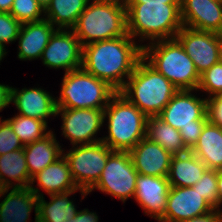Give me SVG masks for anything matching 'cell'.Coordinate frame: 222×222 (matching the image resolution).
I'll list each match as a JSON object with an SVG mask.
<instances>
[{"instance_id":"6da1fadb","label":"cell","mask_w":222,"mask_h":222,"mask_svg":"<svg viewBox=\"0 0 222 222\" xmlns=\"http://www.w3.org/2000/svg\"><path fill=\"white\" fill-rule=\"evenodd\" d=\"M141 58L142 45L127 34L84 45L82 68L120 91Z\"/></svg>"},{"instance_id":"7a4b0ae2","label":"cell","mask_w":222,"mask_h":222,"mask_svg":"<svg viewBox=\"0 0 222 222\" xmlns=\"http://www.w3.org/2000/svg\"><path fill=\"white\" fill-rule=\"evenodd\" d=\"M127 33L140 41L173 39L182 29L180 4L125 3ZM143 39V40H142Z\"/></svg>"},{"instance_id":"3957f363","label":"cell","mask_w":222,"mask_h":222,"mask_svg":"<svg viewBox=\"0 0 222 222\" xmlns=\"http://www.w3.org/2000/svg\"><path fill=\"white\" fill-rule=\"evenodd\" d=\"M82 46L97 41L126 36L127 19L124 0H92L72 28Z\"/></svg>"},{"instance_id":"277c9868","label":"cell","mask_w":222,"mask_h":222,"mask_svg":"<svg viewBox=\"0 0 222 222\" xmlns=\"http://www.w3.org/2000/svg\"><path fill=\"white\" fill-rule=\"evenodd\" d=\"M178 89L141 58L119 91L147 117L158 116Z\"/></svg>"},{"instance_id":"5b68a950","label":"cell","mask_w":222,"mask_h":222,"mask_svg":"<svg viewBox=\"0 0 222 222\" xmlns=\"http://www.w3.org/2000/svg\"><path fill=\"white\" fill-rule=\"evenodd\" d=\"M142 58L178 90L197 91L200 75L176 38L142 44Z\"/></svg>"},{"instance_id":"8992f818","label":"cell","mask_w":222,"mask_h":222,"mask_svg":"<svg viewBox=\"0 0 222 222\" xmlns=\"http://www.w3.org/2000/svg\"><path fill=\"white\" fill-rule=\"evenodd\" d=\"M108 118V136L102 142L113 151L129 152L146 136L147 116L117 91L104 109Z\"/></svg>"},{"instance_id":"52a82bcc","label":"cell","mask_w":222,"mask_h":222,"mask_svg":"<svg viewBox=\"0 0 222 222\" xmlns=\"http://www.w3.org/2000/svg\"><path fill=\"white\" fill-rule=\"evenodd\" d=\"M116 92L107 82L79 68L64 74L56 106L69 109H105Z\"/></svg>"},{"instance_id":"ba28073f","label":"cell","mask_w":222,"mask_h":222,"mask_svg":"<svg viewBox=\"0 0 222 222\" xmlns=\"http://www.w3.org/2000/svg\"><path fill=\"white\" fill-rule=\"evenodd\" d=\"M112 152L102 141L76 147L74 145L66 153L63 150L73 181L79 189L89 191L98 182Z\"/></svg>"},{"instance_id":"9c48e42d","label":"cell","mask_w":222,"mask_h":222,"mask_svg":"<svg viewBox=\"0 0 222 222\" xmlns=\"http://www.w3.org/2000/svg\"><path fill=\"white\" fill-rule=\"evenodd\" d=\"M138 172L134 168L130 153L113 151L100 175L98 182L88 191L97 189L123 201L133 198L136 191Z\"/></svg>"},{"instance_id":"30bf717a","label":"cell","mask_w":222,"mask_h":222,"mask_svg":"<svg viewBox=\"0 0 222 222\" xmlns=\"http://www.w3.org/2000/svg\"><path fill=\"white\" fill-rule=\"evenodd\" d=\"M193 91L178 90L158 117L176 130L204 126L209 121L208 99L196 97Z\"/></svg>"},{"instance_id":"8fae6325","label":"cell","mask_w":222,"mask_h":222,"mask_svg":"<svg viewBox=\"0 0 222 222\" xmlns=\"http://www.w3.org/2000/svg\"><path fill=\"white\" fill-rule=\"evenodd\" d=\"M59 114L63 121L62 135L70 140L72 146L102 141V137L98 139L94 137L105 121L104 109L57 108L56 116Z\"/></svg>"},{"instance_id":"7c38bea8","label":"cell","mask_w":222,"mask_h":222,"mask_svg":"<svg viewBox=\"0 0 222 222\" xmlns=\"http://www.w3.org/2000/svg\"><path fill=\"white\" fill-rule=\"evenodd\" d=\"M202 74L221 60L222 36L218 33L182 27L175 37Z\"/></svg>"},{"instance_id":"4fadbf2b","label":"cell","mask_w":222,"mask_h":222,"mask_svg":"<svg viewBox=\"0 0 222 222\" xmlns=\"http://www.w3.org/2000/svg\"><path fill=\"white\" fill-rule=\"evenodd\" d=\"M83 46L72 29H56L45 47L41 59L45 66L65 73L82 68Z\"/></svg>"},{"instance_id":"5bb4252c","label":"cell","mask_w":222,"mask_h":222,"mask_svg":"<svg viewBox=\"0 0 222 222\" xmlns=\"http://www.w3.org/2000/svg\"><path fill=\"white\" fill-rule=\"evenodd\" d=\"M214 208L197 190L191 187H170L166 210L159 222H180L209 214Z\"/></svg>"},{"instance_id":"9a60e30c","label":"cell","mask_w":222,"mask_h":222,"mask_svg":"<svg viewBox=\"0 0 222 222\" xmlns=\"http://www.w3.org/2000/svg\"><path fill=\"white\" fill-rule=\"evenodd\" d=\"M184 27L221 34L222 0H180Z\"/></svg>"},{"instance_id":"2e32d148","label":"cell","mask_w":222,"mask_h":222,"mask_svg":"<svg viewBox=\"0 0 222 222\" xmlns=\"http://www.w3.org/2000/svg\"><path fill=\"white\" fill-rule=\"evenodd\" d=\"M169 189L170 183L167 177L138 174L134 199L145 214L159 220L166 210Z\"/></svg>"},{"instance_id":"e0dca14e","label":"cell","mask_w":222,"mask_h":222,"mask_svg":"<svg viewBox=\"0 0 222 222\" xmlns=\"http://www.w3.org/2000/svg\"><path fill=\"white\" fill-rule=\"evenodd\" d=\"M129 153L139 175L167 177L173 155L158 143L145 137Z\"/></svg>"},{"instance_id":"ac0fdd59","label":"cell","mask_w":222,"mask_h":222,"mask_svg":"<svg viewBox=\"0 0 222 222\" xmlns=\"http://www.w3.org/2000/svg\"><path fill=\"white\" fill-rule=\"evenodd\" d=\"M19 110L18 115L40 119L47 123L50 116L56 117V98L42 88L11 89V103Z\"/></svg>"},{"instance_id":"d6986e66","label":"cell","mask_w":222,"mask_h":222,"mask_svg":"<svg viewBox=\"0 0 222 222\" xmlns=\"http://www.w3.org/2000/svg\"><path fill=\"white\" fill-rule=\"evenodd\" d=\"M55 30V26L46 19L22 24L16 39L19 40L17 57L23 61L41 58Z\"/></svg>"},{"instance_id":"ffe728a7","label":"cell","mask_w":222,"mask_h":222,"mask_svg":"<svg viewBox=\"0 0 222 222\" xmlns=\"http://www.w3.org/2000/svg\"><path fill=\"white\" fill-rule=\"evenodd\" d=\"M37 180V186L44 190L48 195L65 193L72 190H80L82 198L89 194L88 191L79 189L71 176L68 161L62 155L54 163L34 175L30 186Z\"/></svg>"},{"instance_id":"44dd1931","label":"cell","mask_w":222,"mask_h":222,"mask_svg":"<svg viewBox=\"0 0 222 222\" xmlns=\"http://www.w3.org/2000/svg\"><path fill=\"white\" fill-rule=\"evenodd\" d=\"M10 189L0 203V222H28L32 208L36 214L35 222H38L39 197L35 192L29 187Z\"/></svg>"},{"instance_id":"7402d4cb","label":"cell","mask_w":222,"mask_h":222,"mask_svg":"<svg viewBox=\"0 0 222 222\" xmlns=\"http://www.w3.org/2000/svg\"><path fill=\"white\" fill-rule=\"evenodd\" d=\"M27 167L30 177L54 163L63 155V149L57 142L55 134L51 131L44 138L24 145Z\"/></svg>"},{"instance_id":"603a6c76","label":"cell","mask_w":222,"mask_h":222,"mask_svg":"<svg viewBox=\"0 0 222 222\" xmlns=\"http://www.w3.org/2000/svg\"><path fill=\"white\" fill-rule=\"evenodd\" d=\"M206 170V165L188 151L173 155L167 179L170 187H191L200 180Z\"/></svg>"},{"instance_id":"cb8c5ba5","label":"cell","mask_w":222,"mask_h":222,"mask_svg":"<svg viewBox=\"0 0 222 222\" xmlns=\"http://www.w3.org/2000/svg\"><path fill=\"white\" fill-rule=\"evenodd\" d=\"M190 151L206 165L207 169H222V128L209 120Z\"/></svg>"},{"instance_id":"d4e9b609","label":"cell","mask_w":222,"mask_h":222,"mask_svg":"<svg viewBox=\"0 0 222 222\" xmlns=\"http://www.w3.org/2000/svg\"><path fill=\"white\" fill-rule=\"evenodd\" d=\"M29 188L39 197L38 222H70L78 212L75 204L68 197L79 190L50 194L51 201L46 202L39 188H35L34 186H29Z\"/></svg>"},{"instance_id":"484cf974","label":"cell","mask_w":222,"mask_h":222,"mask_svg":"<svg viewBox=\"0 0 222 222\" xmlns=\"http://www.w3.org/2000/svg\"><path fill=\"white\" fill-rule=\"evenodd\" d=\"M31 179L24 148L0 156V181L5 188L29 187Z\"/></svg>"},{"instance_id":"4316f807","label":"cell","mask_w":222,"mask_h":222,"mask_svg":"<svg viewBox=\"0 0 222 222\" xmlns=\"http://www.w3.org/2000/svg\"><path fill=\"white\" fill-rule=\"evenodd\" d=\"M145 137L150 141L158 143L172 155L190 151L185 146L180 131L165 123L158 116L147 118Z\"/></svg>"},{"instance_id":"83f0119b","label":"cell","mask_w":222,"mask_h":222,"mask_svg":"<svg viewBox=\"0 0 222 222\" xmlns=\"http://www.w3.org/2000/svg\"><path fill=\"white\" fill-rule=\"evenodd\" d=\"M90 0H50L44 8L45 19L56 29H72Z\"/></svg>"},{"instance_id":"f1b7e54d","label":"cell","mask_w":222,"mask_h":222,"mask_svg":"<svg viewBox=\"0 0 222 222\" xmlns=\"http://www.w3.org/2000/svg\"><path fill=\"white\" fill-rule=\"evenodd\" d=\"M5 120L10 124L23 145L42 139L51 132V130L46 131L48 124L40 119L17 114Z\"/></svg>"},{"instance_id":"f546056e","label":"cell","mask_w":222,"mask_h":222,"mask_svg":"<svg viewBox=\"0 0 222 222\" xmlns=\"http://www.w3.org/2000/svg\"><path fill=\"white\" fill-rule=\"evenodd\" d=\"M43 13L44 7L37 0H14L10 10V14L21 24L44 20Z\"/></svg>"},{"instance_id":"4dcf8cb0","label":"cell","mask_w":222,"mask_h":222,"mask_svg":"<svg viewBox=\"0 0 222 222\" xmlns=\"http://www.w3.org/2000/svg\"><path fill=\"white\" fill-rule=\"evenodd\" d=\"M208 92V98L222 93V59L200 74L198 89Z\"/></svg>"},{"instance_id":"1f68e13d","label":"cell","mask_w":222,"mask_h":222,"mask_svg":"<svg viewBox=\"0 0 222 222\" xmlns=\"http://www.w3.org/2000/svg\"><path fill=\"white\" fill-rule=\"evenodd\" d=\"M192 187L217 211V170L207 169Z\"/></svg>"},{"instance_id":"d6a6232c","label":"cell","mask_w":222,"mask_h":222,"mask_svg":"<svg viewBox=\"0 0 222 222\" xmlns=\"http://www.w3.org/2000/svg\"><path fill=\"white\" fill-rule=\"evenodd\" d=\"M21 26L10 13L0 12V45L16 41Z\"/></svg>"},{"instance_id":"836d02e7","label":"cell","mask_w":222,"mask_h":222,"mask_svg":"<svg viewBox=\"0 0 222 222\" xmlns=\"http://www.w3.org/2000/svg\"><path fill=\"white\" fill-rule=\"evenodd\" d=\"M24 148L19 137L6 120L0 122V156Z\"/></svg>"},{"instance_id":"e575fe53","label":"cell","mask_w":222,"mask_h":222,"mask_svg":"<svg viewBox=\"0 0 222 222\" xmlns=\"http://www.w3.org/2000/svg\"><path fill=\"white\" fill-rule=\"evenodd\" d=\"M209 120L222 128V93L208 99Z\"/></svg>"},{"instance_id":"d590c367","label":"cell","mask_w":222,"mask_h":222,"mask_svg":"<svg viewBox=\"0 0 222 222\" xmlns=\"http://www.w3.org/2000/svg\"><path fill=\"white\" fill-rule=\"evenodd\" d=\"M204 126H189L181 128L180 134L183 138L185 146L191 150L199 139Z\"/></svg>"},{"instance_id":"8d00e7d4","label":"cell","mask_w":222,"mask_h":222,"mask_svg":"<svg viewBox=\"0 0 222 222\" xmlns=\"http://www.w3.org/2000/svg\"><path fill=\"white\" fill-rule=\"evenodd\" d=\"M180 222H222V212L214 210L209 214L183 220Z\"/></svg>"},{"instance_id":"74e56055","label":"cell","mask_w":222,"mask_h":222,"mask_svg":"<svg viewBox=\"0 0 222 222\" xmlns=\"http://www.w3.org/2000/svg\"><path fill=\"white\" fill-rule=\"evenodd\" d=\"M98 216L95 212H90L89 209L78 211L70 222H98Z\"/></svg>"},{"instance_id":"f35d334b","label":"cell","mask_w":222,"mask_h":222,"mask_svg":"<svg viewBox=\"0 0 222 222\" xmlns=\"http://www.w3.org/2000/svg\"><path fill=\"white\" fill-rule=\"evenodd\" d=\"M11 89L8 85L0 84V112L11 103Z\"/></svg>"},{"instance_id":"ab89813d","label":"cell","mask_w":222,"mask_h":222,"mask_svg":"<svg viewBox=\"0 0 222 222\" xmlns=\"http://www.w3.org/2000/svg\"><path fill=\"white\" fill-rule=\"evenodd\" d=\"M222 205V169L217 170V211L222 212L219 207Z\"/></svg>"},{"instance_id":"60d3db41","label":"cell","mask_w":222,"mask_h":222,"mask_svg":"<svg viewBox=\"0 0 222 222\" xmlns=\"http://www.w3.org/2000/svg\"><path fill=\"white\" fill-rule=\"evenodd\" d=\"M124 3H163V4H180V0H124Z\"/></svg>"},{"instance_id":"b9f144b4","label":"cell","mask_w":222,"mask_h":222,"mask_svg":"<svg viewBox=\"0 0 222 222\" xmlns=\"http://www.w3.org/2000/svg\"><path fill=\"white\" fill-rule=\"evenodd\" d=\"M14 0H0V12L10 13Z\"/></svg>"},{"instance_id":"7bdbcfd3","label":"cell","mask_w":222,"mask_h":222,"mask_svg":"<svg viewBox=\"0 0 222 222\" xmlns=\"http://www.w3.org/2000/svg\"><path fill=\"white\" fill-rule=\"evenodd\" d=\"M7 54L6 48L4 45H0V61L5 57Z\"/></svg>"},{"instance_id":"ee69618b","label":"cell","mask_w":222,"mask_h":222,"mask_svg":"<svg viewBox=\"0 0 222 222\" xmlns=\"http://www.w3.org/2000/svg\"><path fill=\"white\" fill-rule=\"evenodd\" d=\"M8 191H10L9 188H5V187L3 186V184L1 183V181H0V197L3 196V195H5V193L7 194Z\"/></svg>"},{"instance_id":"f6af8a7d","label":"cell","mask_w":222,"mask_h":222,"mask_svg":"<svg viewBox=\"0 0 222 222\" xmlns=\"http://www.w3.org/2000/svg\"><path fill=\"white\" fill-rule=\"evenodd\" d=\"M37 1L45 8L50 0H37Z\"/></svg>"}]
</instances>
